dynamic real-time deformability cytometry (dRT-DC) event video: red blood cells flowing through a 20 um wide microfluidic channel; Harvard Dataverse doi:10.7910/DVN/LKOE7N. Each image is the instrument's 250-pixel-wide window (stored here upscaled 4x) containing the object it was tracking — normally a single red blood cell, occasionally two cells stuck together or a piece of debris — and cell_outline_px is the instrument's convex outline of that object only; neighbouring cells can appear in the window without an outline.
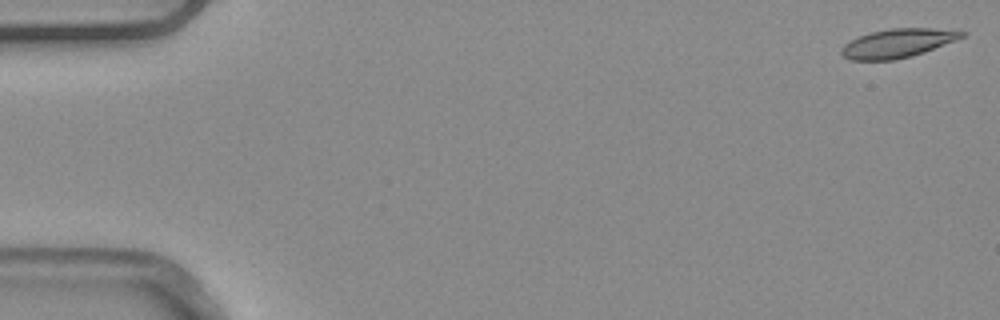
{"species": "common noctule bat (a hibernating species)", "species_latin": "Nyctalus noctula", "temperature_condition": "warm", "stored_images_in_passage": 4, "camera_frame_rate_fps": 3000, "um_per_image_px": 0.085, "animal": {"sex": "male", "body_mass_g": 20.4}, "frame": {"image": 1, "passage_image": 1, "time_ms": 0.0, "image_size_px": [1000, 320], "cell_outline_px": [[968, 32], [964, 36], [956, 40], [924, 52], [912, 56], [892, 60], [852, 60], [844, 56], [840, 52], [840, 48], [844, 44], [860, 36], [872, 32], [892, 28], [932, 28]], "centroid_in_image_um": [76.3, 3.67], "position_along_channel_um": 8.7, "area_um2": 20.0}}